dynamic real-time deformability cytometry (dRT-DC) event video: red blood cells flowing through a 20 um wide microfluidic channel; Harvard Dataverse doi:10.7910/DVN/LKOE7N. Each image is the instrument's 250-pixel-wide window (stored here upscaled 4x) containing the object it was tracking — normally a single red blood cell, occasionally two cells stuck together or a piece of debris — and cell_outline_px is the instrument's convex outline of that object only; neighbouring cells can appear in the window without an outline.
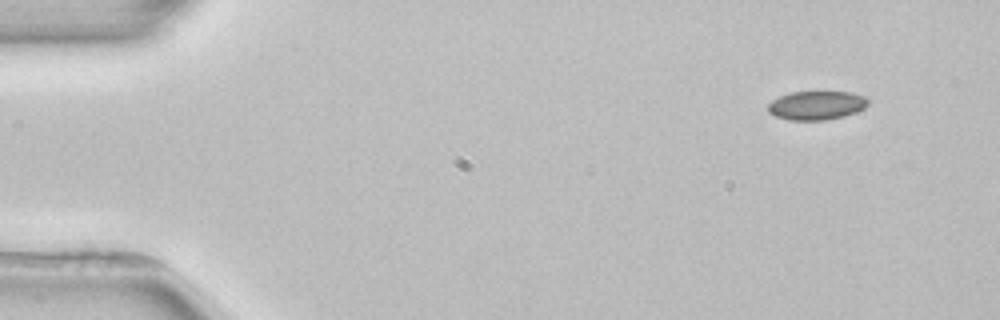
{"species": "common noctule bat (a hibernating species)", "species_latin": "Nyctalus noctula", "temperature_condition": "room temperature", "stored_images_in_passage": 3, "camera_frame_rate_fps": 3000, "um_per_image_px": 0.085, "animal": {"sex": "female", "body_mass_g": 22.7, "forearm_length_mm": 54.2}, "frame": {"image": 1, "passage_image": 1, "time_ms": 0.0, "image_size_px": [1000, 320], "cell_outline_px": [[868, 104], [864, 108], [856, 112], [844, 116], [824, 120], [788, 120], [776, 116], [768, 112], [768, 104], [772, 100], [780, 96], [792, 92], [852, 92], [864, 96], [868, 100]], "centroid_in_image_um": [69.4, 8.96], "position_along_channel_um": 15.6, "area_um2": 16.76}}